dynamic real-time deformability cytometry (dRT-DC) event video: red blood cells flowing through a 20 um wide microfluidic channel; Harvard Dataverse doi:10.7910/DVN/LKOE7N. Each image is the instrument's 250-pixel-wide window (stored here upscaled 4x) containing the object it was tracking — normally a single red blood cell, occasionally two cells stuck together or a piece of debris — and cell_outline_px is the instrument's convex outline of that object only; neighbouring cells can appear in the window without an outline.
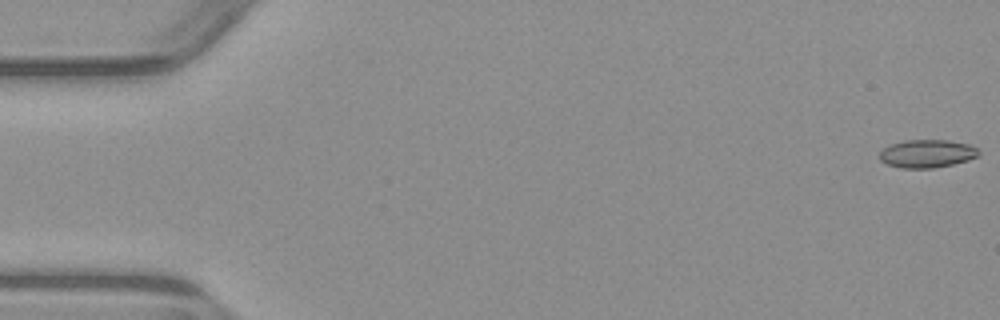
{"species": "common noctule bat (a hibernating species)", "species_latin": "Nyctalus noctula", "temperature_condition": "warm", "stored_images_in_passage": 5, "camera_frame_rate_fps": 3000, "um_per_image_px": 0.085, "animal": {"sex": "male", "body_mass_g": 23.1, "forearm_length_mm": 52.7}, "frame": {"image": 1, "passage_image": 1, "time_ms": 0.0, "image_size_px": [1000, 320], "cell_outline_px": [[980, 152], [976, 156], [968, 160], [952, 164], [932, 168], [900, 168], [888, 164], [880, 160], [880, 152], [884, 148], [892, 144], [904, 140], [948, 140], [968, 144], [976, 148]], "centroid_in_image_um": [78.78, 13.06], "position_along_channel_um": 6.2, "area_um2": 16.01}}
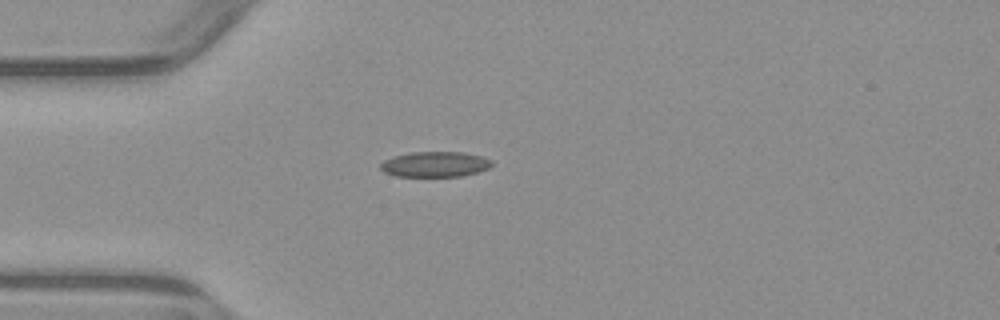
{"frame": {"image": 2, "passage_image": 5, "time_ms": 4.667, "image_size_px": [1000, 320], "cell_outline_px": [[492, 164], [488, 168], [476, 172], [460, 176], [396, 176], [384, 172], [380, 168], [380, 164], [384, 160], [392, 156], [412, 152], [464, 152], [480, 156], [492, 160]], "centroid_in_image_um": [36.94, 13.95], "position_along_channel_um": 48.1, "area_um2": 16.36}}